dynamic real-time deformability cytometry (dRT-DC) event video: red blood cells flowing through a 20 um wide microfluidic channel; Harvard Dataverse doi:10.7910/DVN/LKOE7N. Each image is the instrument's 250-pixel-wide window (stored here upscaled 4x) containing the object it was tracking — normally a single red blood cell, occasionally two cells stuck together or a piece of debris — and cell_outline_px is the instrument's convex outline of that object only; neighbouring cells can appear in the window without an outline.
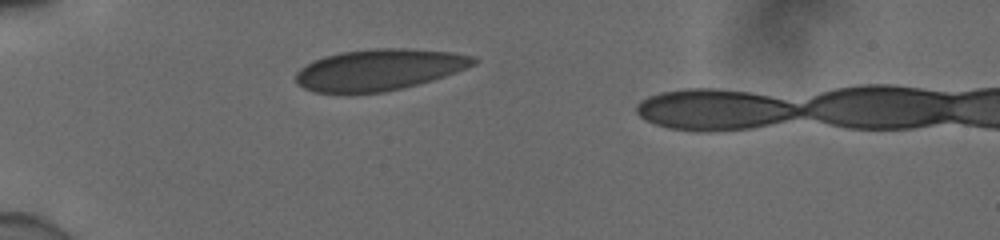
{"species": "human", "species_latin": "Homo sapiens", "temperature_condition": "cold", "stored_images_in_passage": 20, "camera_frame_rate_fps": 3000, "um_per_image_px": 0.085, "donor": {"sex": "male"}, "frame": {"image": 1, "passage_image": 1, "time_ms": 0.0, "image_size_px": [1000, 240], "cell_outline_px": [[480, 60], [476, 64], [456, 72], [432, 80], [400, 88], [380, 92], [316, 92], [304, 88], [296, 84], [296, 72], [300, 68], [312, 60], [324, 56], [340, 52], [372, 48], [404, 48], [452, 52], [472, 56]], "centroid_in_image_um": [32.22, 5.9], "position_along_channel_um": 52.8, "area_um2": 42.54}}
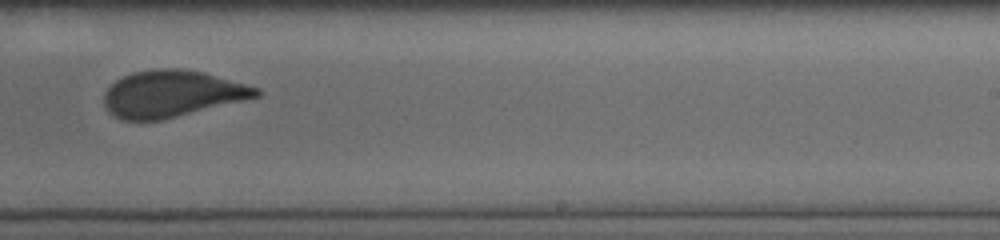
{"frame": {"image": 2, "passage_image": 12, "time_ms": 3.667, "image_size_px": [1000, 240], "cell_outline_px": [[264, 92], [260, 96], [160, 120], [124, 120], [112, 116], [108, 112], [104, 104], [104, 92], [116, 80], [132, 72], [156, 68], [180, 68], [204, 72], [260, 88]], "centroid_in_image_um": [14.6, 7.96], "position_along_channel_um": 274.4, "area_um2": 41.33}}
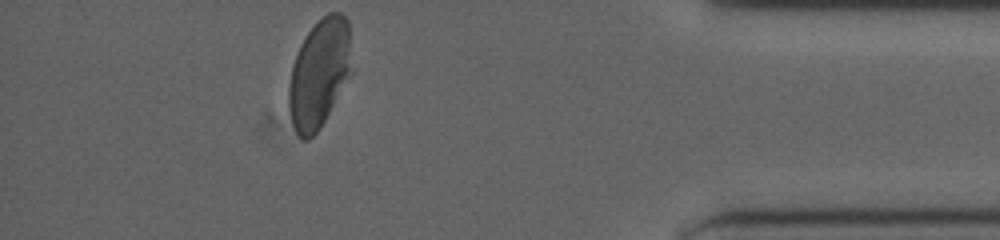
{"frame": {"image": 3, "passage_image": 20, "time_ms": 6.333, "image_size_px": [1000, 240], "cell_outline_px": [[352, 72], [320, 128], [308, 140], [300, 140], [292, 124], [288, 112], [288, 88], [292, 64], [300, 44], [308, 32], [328, 12], [340, 12], [348, 20]], "centroid_in_image_um": [27.12, 6.27], "position_along_channel_um": 408.1, "area_um2": 39.88}}